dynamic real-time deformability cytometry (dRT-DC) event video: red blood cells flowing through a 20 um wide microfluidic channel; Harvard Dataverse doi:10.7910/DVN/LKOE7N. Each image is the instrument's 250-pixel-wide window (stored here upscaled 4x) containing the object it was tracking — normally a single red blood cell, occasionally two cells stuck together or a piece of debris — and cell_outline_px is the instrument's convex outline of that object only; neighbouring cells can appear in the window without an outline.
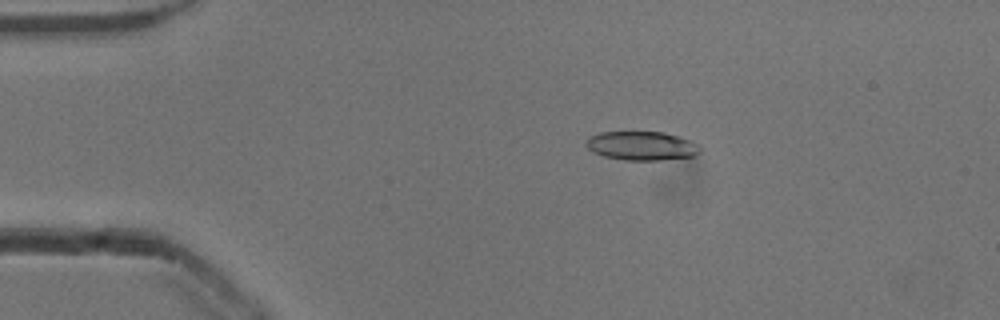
{"species": "common noctule bat (a hibernating species)", "species_latin": "Nyctalus noctula", "temperature_condition": "cold", "stored_images_in_passage": 53, "camera_frame_rate_fps": 3000, "um_per_image_px": 0.085, "animal": {"sex": "male", "body_mass_g": 13.3}, "frame": {"image": 1, "passage_image": 10, "time_ms": 3.0, "image_size_px": [1000, 320], "cell_outline_px": [[704, 148], [696, 156], [664, 160], [624, 160], [604, 156], [592, 152], [584, 144], [588, 136], [600, 132], [664, 132], [680, 136], [700, 144]], "centroid_in_image_um": [54.59, 12.39], "position_along_channel_um": 30.4, "area_um2": 19.65}}
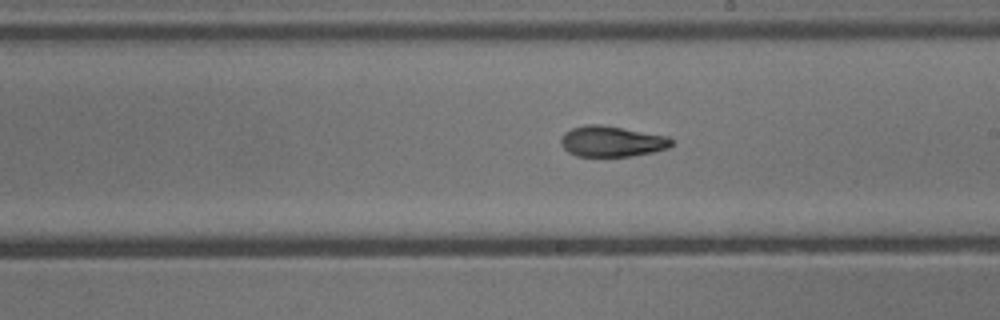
{"frame": {"image": 2, "passage_image": 30, "time_ms": 9.667, "image_size_px": [1000, 320], "cell_outline_px": [[672, 144], [668, 148], [652, 152], [628, 156], [576, 156], [568, 152], [560, 144], [560, 140], [564, 132], [572, 128], [584, 124], [600, 124], [668, 136], [672, 140]], "centroid_in_image_um": [51.96, 12.01], "position_along_channel_um": 237.0, "area_um2": 19.77}}
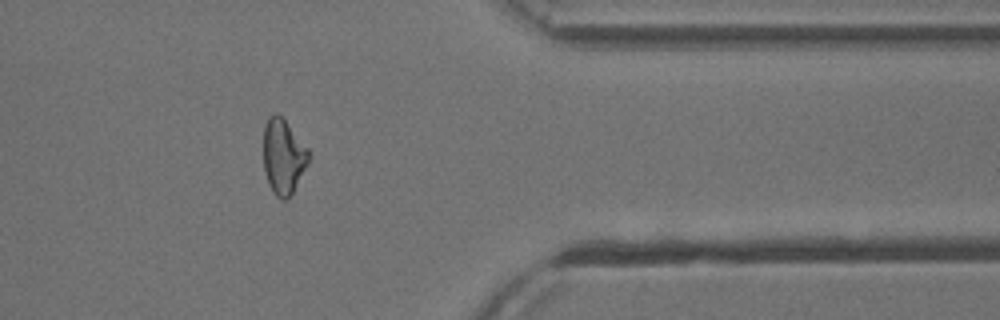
{"frame": {"image": 3, "passage_image": 43, "time_ms": 14.0, "image_size_px": [1000, 320], "cell_outline_px": [[312, 156], [308, 164], [288, 200], [280, 200], [272, 192], [268, 184], [264, 172], [264, 124], [268, 116], [272, 112], [276, 112], [284, 120], [312, 152]], "centroid_in_image_um": [24.09, 13.32], "position_along_channel_um": 387.3, "area_um2": 20.17}, "authors_computed_cell_mechanics": {"area_um2": 20.1144, "velocity_mm_per_s": 3.8854, "shape_relaxation_time_tau1_ms": 5.6475, "shape_relaxation_time_tau2_ms": 3.2358, "deformation_change_tau1": 0.1615, "deformation_change_tau2": 0.1043}}